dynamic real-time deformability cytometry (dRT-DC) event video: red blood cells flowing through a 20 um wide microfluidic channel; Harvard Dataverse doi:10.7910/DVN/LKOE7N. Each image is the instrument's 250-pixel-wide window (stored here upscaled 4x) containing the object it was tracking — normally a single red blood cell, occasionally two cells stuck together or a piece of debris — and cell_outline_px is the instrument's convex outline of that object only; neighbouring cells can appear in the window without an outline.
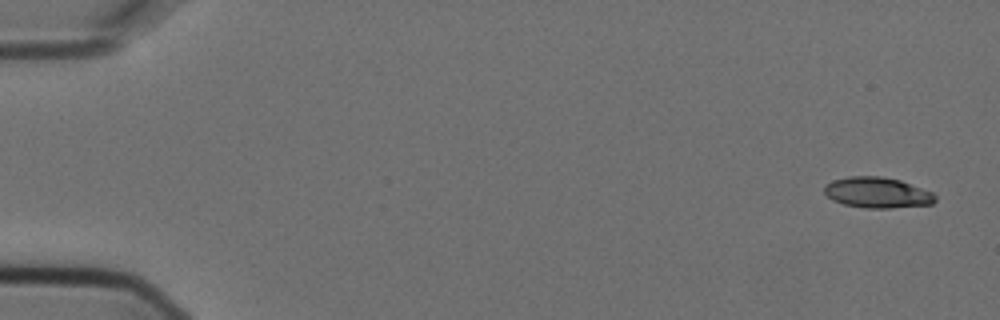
{"species": "Egyptian fruit bat (a non-hibernating species)", "species_latin": "Rousettus aegyptiacus", "temperature_condition": "cold", "stored_images_in_passage": 5, "camera_frame_rate_fps": 3000, "um_per_image_px": 0.085, "animal": {"sex": "female"}, "frame": {"image": 1, "passage_image": 1, "time_ms": 0.0, "image_size_px": [1000, 320], "cell_outline_px": [[936, 200], [932, 204], [892, 208], [864, 208], [844, 204], [832, 200], [824, 192], [824, 184], [832, 180], [848, 176], [880, 176], [900, 180], [932, 192], [936, 196]], "centroid_in_image_um": [74.55, 16.37], "position_along_channel_um": 10.5, "area_um2": 19.94}}